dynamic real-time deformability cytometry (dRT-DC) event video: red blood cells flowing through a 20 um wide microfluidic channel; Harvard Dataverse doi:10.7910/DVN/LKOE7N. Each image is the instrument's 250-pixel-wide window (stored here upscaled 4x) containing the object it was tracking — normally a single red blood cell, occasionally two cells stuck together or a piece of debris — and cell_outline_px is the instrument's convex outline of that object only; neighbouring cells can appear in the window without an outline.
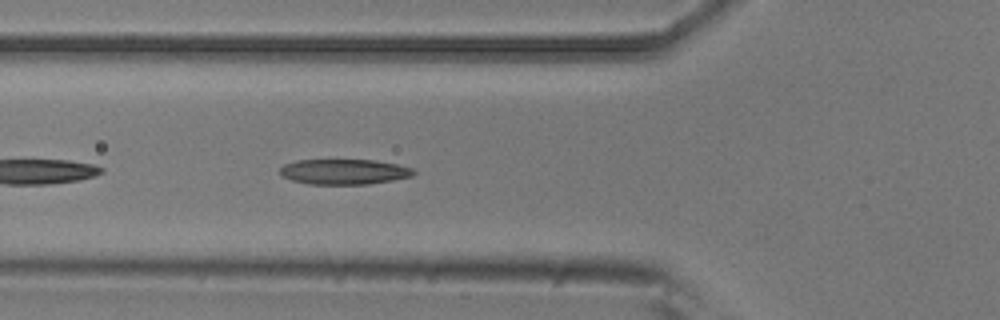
{"species": "common noctule bat (a hibernating species)", "species_latin": "Nyctalus noctula", "temperature_condition": "room temperature", "stored_images_in_passage": 5, "camera_frame_rate_fps": 3000, "um_per_image_px": 0.085, "animal": {"sex": "male", "body_mass_g": 20.5, "forearm_length_mm": 52.5}, "frame": {"image": 1, "passage_image": 5, "time_ms": 1.333, "image_size_px": [1000, 320], "cell_outline_px": [[416, 172], [412, 176], [392, 180], [368, 184], [308, 184], [292, 180], [284, 176], [280, 172], [280, 168], [284, 164], [296, 160], [376, 160], [396, 164], [412, 168]], "centroid_in_image_um": [29.25, 14.59], "position_along_channel_um": 96.6, "area_um2": 19.59}}